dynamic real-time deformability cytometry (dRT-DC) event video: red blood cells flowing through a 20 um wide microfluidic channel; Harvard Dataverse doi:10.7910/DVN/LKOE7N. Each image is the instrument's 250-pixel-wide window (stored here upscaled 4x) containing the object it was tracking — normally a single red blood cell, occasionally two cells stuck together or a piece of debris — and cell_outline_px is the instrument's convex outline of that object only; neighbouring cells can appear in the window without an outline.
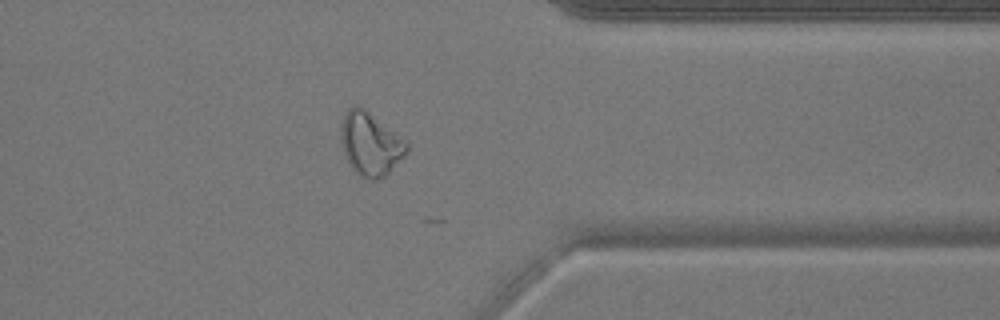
{"species": "common noctule bat (a hibernating species)", "species_latin": "Nyctalus noctula", "temperature_condition": "warm", "stored_images_in_passage": 30, "camera_frame_rate_fps": 3000, "um_per_image_px": 0.085, "animal": {"sex": "male", "body_mass_g": 17.9}, "frame": {"image": 1, "passage_image": 29, "time_ms": 9.333, "image_size_px": [1000, 320], "cell_outline_px": [[408, 152], [384, 176], [376, 180], [372, 180], [360, 176], [352, 168], [344, 152], [340, 140], [340, 128], [344, 112], [348, 108], [356, 104], [360, 104], [408, 144]], "centroid_in_image_um": [31.44, 12.2], "position_along_channel_um": 380.0, "area_um2": 23.99}}